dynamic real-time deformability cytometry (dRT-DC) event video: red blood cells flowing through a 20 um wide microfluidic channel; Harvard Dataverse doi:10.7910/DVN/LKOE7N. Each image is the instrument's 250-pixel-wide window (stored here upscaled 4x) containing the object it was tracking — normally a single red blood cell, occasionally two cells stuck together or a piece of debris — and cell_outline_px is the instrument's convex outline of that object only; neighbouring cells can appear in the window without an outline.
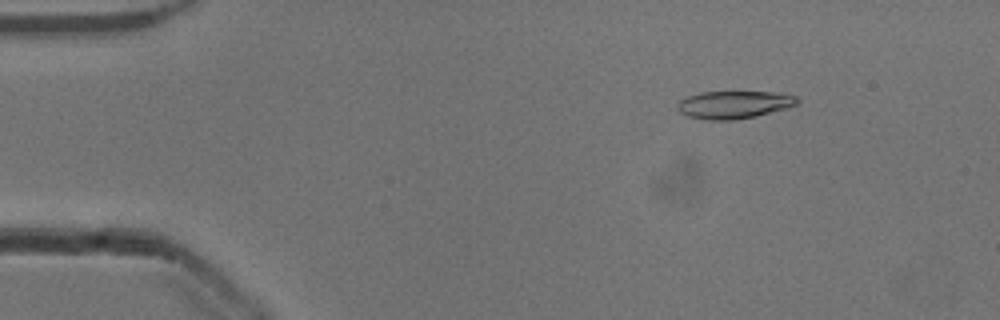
{"species": "common noctule bat (a hibernating species)", "species_latin": "Nyctalus noctula", "temperature_condition": "cold", "stored_images_in_passage": 52, "camera_frame_rate_fps": 3000, "um_per_image_px": 0.085, "animal": {"sex": "male", "body_mass_g": 13.3}, "frame": {"image": 1, "passage_image": 7, "time_ms": 2.0, "image_size_px": [1000, 320], "cell_outline_px": [[800, 100], [796, 104], [788, 108], [756, 116], [732, 120], [708, 120], [688, 116], [680, 112], [676, 108], [676, 104], [680, 100], [688, 96], [700, 92], [772, 92], [796, 96]], "centroid_in_image_um": [62.37, 8.9], "position_along_channel_um": 22.6, "area_um2": 19.31}}
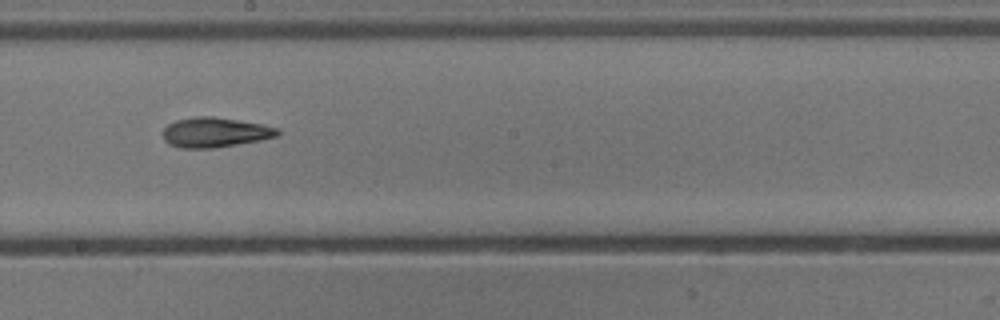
{"frame": {"image": 2, "passage_image": 29, "time_ms": 9.333, "image_size_px": [1000, 320], "cell_outline_px": [[280, 136], [260, 140], [212, 148], [180, 148], [168, 144], [164, 140], [164, 128], [168, 124], [176, 120], [196, 116], [212, 116], [260, 124], [280, 128]], "centroid_in_image_um": [18.28, 11.25], "position_along_channel_um": 229.9, "area_um2": 19.88}}
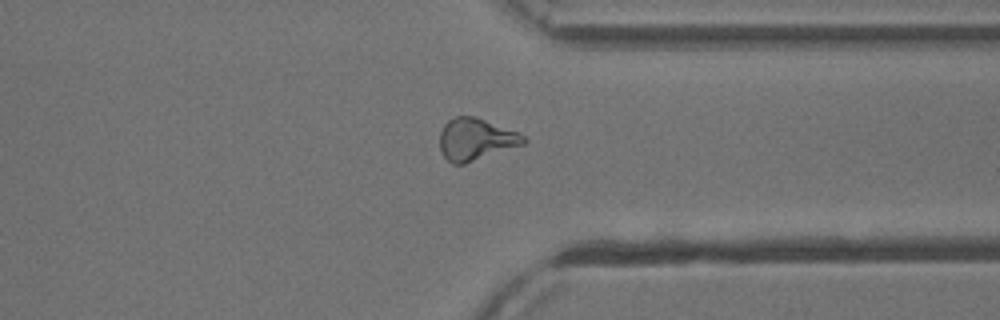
{"frame": {"image": 3, "passage_image": 40, "time_ms": 13.0, "image_size_px": [1000, 320], "cell_outline_px": [[528, 140], [524, 144], [464, 164], [452, 164], [444, 156], [440, 148], [440, 132], [444, 124], [448, 120], [456, 116], [472, 116], [484, 120], [516, 132], [524, 136]], "centroid_in_image_um": [40.41, 11.85], "position_along_channel_um": 371.0, "area_um2": 20.17}, "authors_computed_cell_mechanics": {"area_um2": 19.652, "velocity_mm_per_s": 3.9084, "shape_relaxation_time_tau1_ms": 4.8716, "shape_relaxation_time_tau2_ms": 8.9731, "deformation_change_tau1": 0.1815, "deformation_change_tau2": 0.1686}}